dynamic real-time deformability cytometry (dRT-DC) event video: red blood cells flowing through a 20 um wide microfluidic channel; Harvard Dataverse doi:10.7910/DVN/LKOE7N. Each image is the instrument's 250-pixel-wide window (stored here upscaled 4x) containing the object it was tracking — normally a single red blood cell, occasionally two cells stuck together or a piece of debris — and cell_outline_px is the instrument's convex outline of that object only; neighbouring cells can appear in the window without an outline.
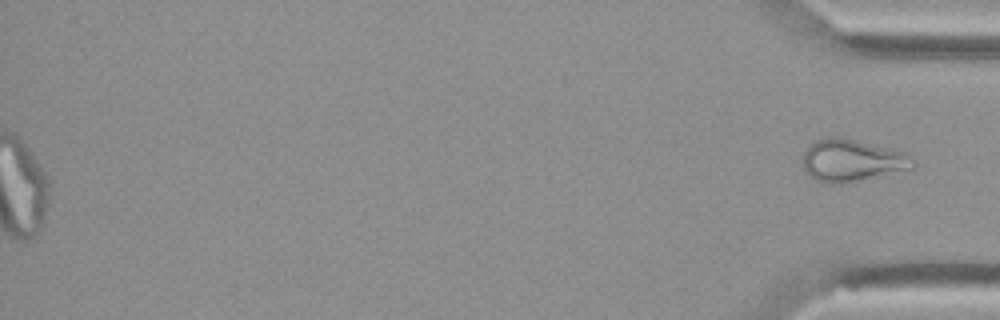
{"species": "Egyptian fruit bat (a non-hibernating species)", "species_latin": "Rousettus aegyptiacus", "temperature_condition": "cold", "stored_images_in_passage": 47, "camera_frame_rate_fps": 3000, "um_per_image_px": 0.085, "animal": {"sex": "female"}, "frame": {"image": 1, "passage_image": 47, "time_ms": 15.333, "image_size_px": [1000, 320], "cell_outline_px": [[916, 168], [836, 184], [828, 184], [816, 180], [808, 176], [804, 168], [804, 152], [808, 144], [816, 140], [828, 136], [836, 136], [892, 148], [908, 152], [916, 160]], "centroid_in_image_um": [72.45, 13.62], "position_along_channel_um": 362.8, "area_um2": 27.28}}